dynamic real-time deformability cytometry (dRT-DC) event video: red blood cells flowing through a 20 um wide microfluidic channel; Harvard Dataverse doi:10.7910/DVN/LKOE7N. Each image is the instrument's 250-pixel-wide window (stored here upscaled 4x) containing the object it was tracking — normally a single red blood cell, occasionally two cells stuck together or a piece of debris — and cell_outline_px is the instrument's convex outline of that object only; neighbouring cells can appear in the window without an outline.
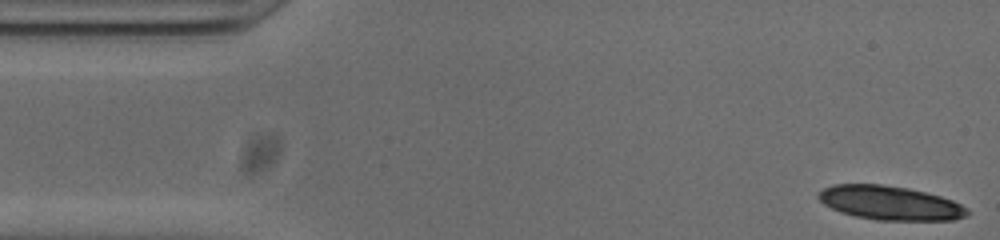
{"species": "common noctule bat (a hibernating species)", "species_latin": "Nyctalus noctula", "temperature_condition": "cold", "stored_images_in_passage": 52, "camera_frame_rate_fps": 3000, "um_per_image_px": 0.085, "animal": {"sex": "male", "body_mass_g": 20.0, "forearm_length_mm": 53.3}, "frame": {"image": 1, "passage_image": 1, "time_ms": 0.0, "image_size_px": [1000, 240], "cell_outline_px": [[972, 212], [968, 216], [956, 220], [876, 220], [856, 216], [840, 212], [824, 204], [816, 196], [824, 188], [832, 184], [880, 184], [908, 188], [940, 196], [952, 200], [968, 208]], "centroid_in_image_um": [75.69, 17.25], "position_along_channel_um": 9.3, "area_um2": 29.59}}
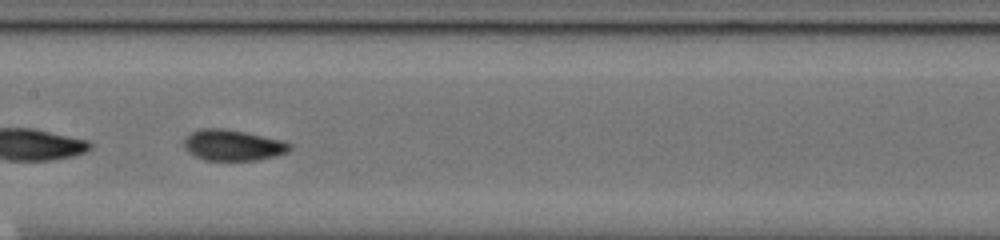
{"frame": {"image": 2, "passage_image": 24, "time_ms": 7.667, "image_size_px": [1000, 240], "cell_outline_px": [[292, 148], [288, 152], [276, 156], [256, 160], [204, 160], [188, 152], [184, 148], [184, 136], [200, 128], [224, 128], [284, 140], [292, 144]], "centroid_in_image_um": [19.8, 12.33], "position_along_channel_um": 187.6, "area_um2": 19.25}}
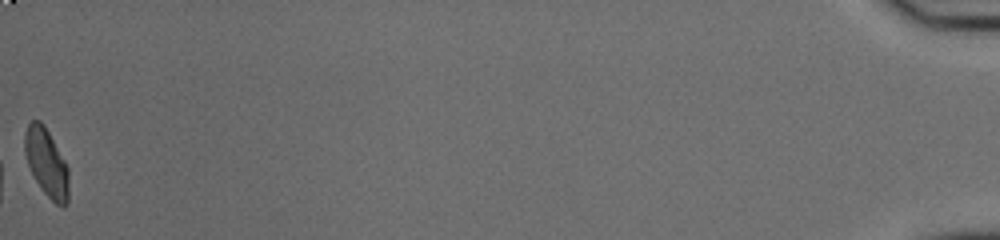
{"frame": {"image": 3, "passage_image": 52, "time_ms": 17.0, "image_size_px": [1000, 240], "cell_outline_px": [[68, 204], [64, 208], [56, 204], [40, 188], [28, 164], [24, 152], [24, 132], [28, 124], [32, 120], [40, 120], [44, 124], [64, 160], [68, 168]], "centroid_in_image_um": [3.95, 13.83], "position_along_channel_um": 431.3, "area_um2": 17.4}, "authors_computed_cell_mechanics": {"area_um2": 18.496, "velocity_mm_per_s": 3.8314, "shape_relaxation_time_tau1_ms": 4.2153, "shape_relaxation_time_tau2_ms": 1.431, "deformation_change_tau1": 0.1707, "deformation_change_tau2": 0.0553}}